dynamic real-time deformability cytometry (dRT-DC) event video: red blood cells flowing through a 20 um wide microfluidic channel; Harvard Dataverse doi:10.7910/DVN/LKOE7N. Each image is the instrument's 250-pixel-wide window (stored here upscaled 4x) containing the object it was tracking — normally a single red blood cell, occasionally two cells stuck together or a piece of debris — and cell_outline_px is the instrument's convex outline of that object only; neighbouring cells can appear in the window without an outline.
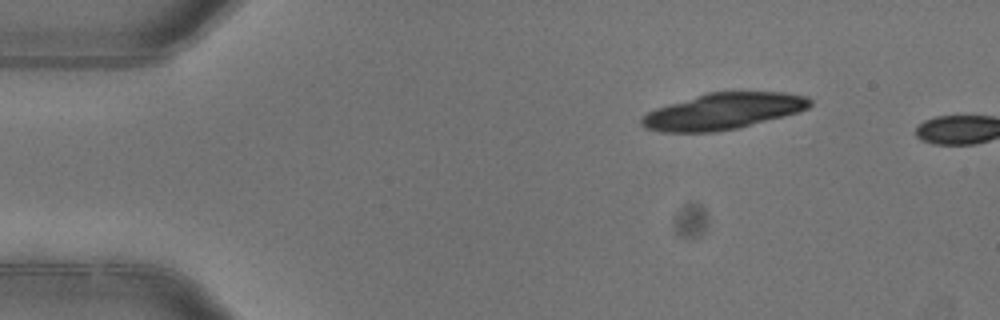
{"species": "common noctule bat (a hibernating species)", "species_latin": "Nyctalus noctula", "temperature_condition": "warm", "stored_images_in_passage": 2, "camera_frame_rate_fps": 3000, "um_per_image_px": 0.085, "animal": {"sex": "female"}, "frame": {"image": 1, "passage_image": 1, "time_ms": 0.0, "image_size_px": [1000, 320], "cell_outline_px": [[812, 104], [808, 108], [784, 116], [740, 128], [716, 132], [660, 132], [644, 128], [640, 124], [640, 120], [648, 112], [656, 108], [708, 92], [784, 92], [808, 96], [812, 100]], "centroid_in_image_um": [61.48, 9.46], "position_along_channel_um": 23.5, "area_um2": 35.6}}